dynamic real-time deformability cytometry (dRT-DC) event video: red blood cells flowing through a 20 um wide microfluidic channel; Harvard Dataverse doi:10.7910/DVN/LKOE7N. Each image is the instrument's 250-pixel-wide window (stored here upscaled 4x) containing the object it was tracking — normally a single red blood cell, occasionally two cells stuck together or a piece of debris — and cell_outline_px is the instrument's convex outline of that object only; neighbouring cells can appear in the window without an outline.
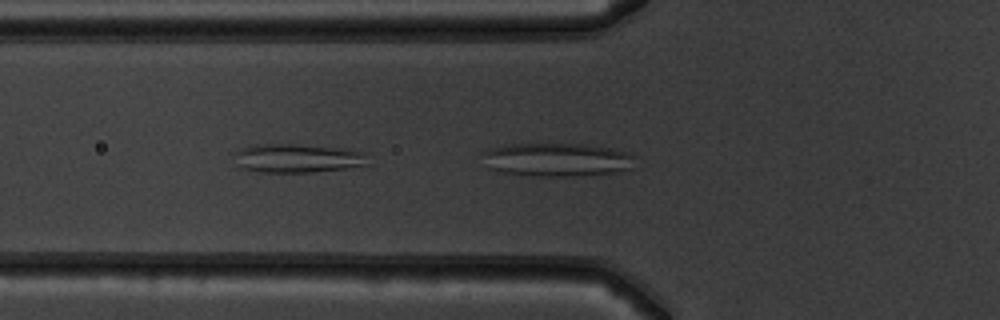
{"species": "common noctule bat (a hibernating species)", "species_latin": "Nyctalus noctula", "temperature_condition": "warm", "stored_images_in_passage": 35, "camera_frame_rate_fps": 3000, "um_per_image_px": 0.085, "animal": {"sex": "male", "body_mass_g": 19.5, "forearm_length_mm": 54.6}, "frame": {"image": 1, "passage_image": 8, "time_ms": 2.333, "image_size_px": [1000, 320], "cell_outline_px": [[632, 168], [616, 172], [572, 176], [536, 176], [496, 172], [488, 168], [480, 152], [488, 148], [512, 144], [584, 144], [608, 148], [628, 152], [632, 156]], "centroid_in_image_um": [47.24, 13.57], "position_along_channel_um": 78.6, "area_um2": 29.77}}
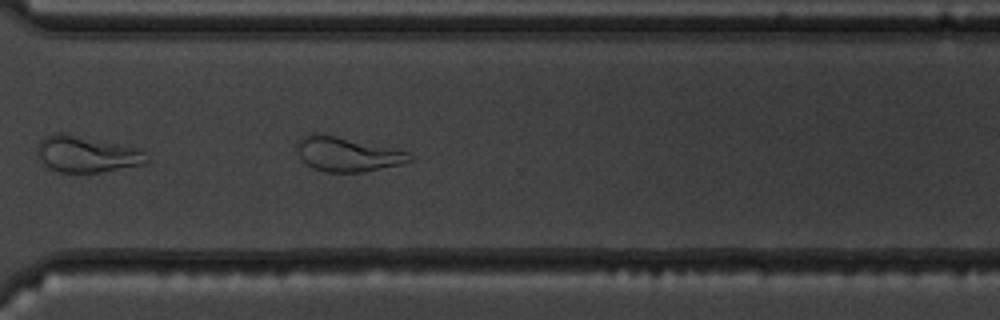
{"frame": {"image": 2, "passage_image": 28, "time_ms": 9.0, "image_size_px": [1000, 320], "cell_outline_px": [[412, 160], [400, 164], [364, 172], [324, 172], [312, 168], [300, 156], [296, 148], [296, 144], [300, 136], [308, 132], [320, 132], [408, 152], [412, 156]], "centroid_in_image_um": [29.44, 13.08], "position_along_channel_um": 341.2, "area_um2": 22.66}}
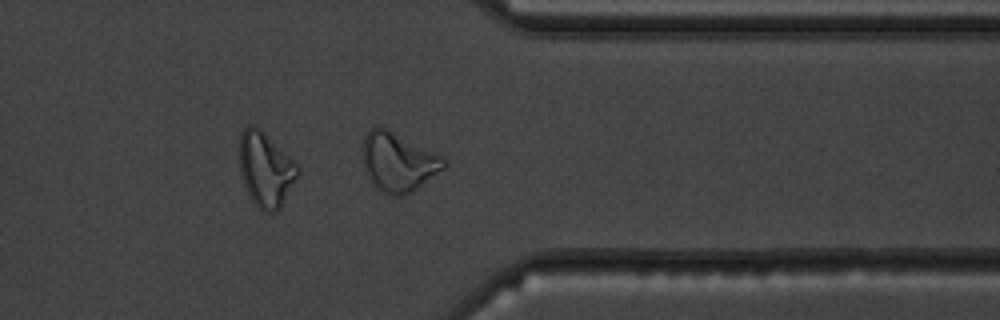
{"frame": {"image": 3, "passage_image": 31, "time_ms": 10.0, "image_size_px": [1000, 320], "cell_outline_px": [[448, 164], [444, 168], [412, 192], [404, 196], [392, 196], [380, 192], [368, 176], [364, 164], [364, 136], [376, 124], [440, 156]], "centroid_in_image_um": [33.83, 13.81], "position_along_channel_um": 377.6, "area_um2": 27.05}, "authors_computed_cell_mechanics": {"area_um2": 22.6576, "velocity_mm_per_s": 3.9317, "shape_relaxation_time_tau1_ms": null, "shape_relaxation_time_tau2_ms": 1.6691, "deformation_change_tau1": null, "deformation_change_tau2": 0.1228}}